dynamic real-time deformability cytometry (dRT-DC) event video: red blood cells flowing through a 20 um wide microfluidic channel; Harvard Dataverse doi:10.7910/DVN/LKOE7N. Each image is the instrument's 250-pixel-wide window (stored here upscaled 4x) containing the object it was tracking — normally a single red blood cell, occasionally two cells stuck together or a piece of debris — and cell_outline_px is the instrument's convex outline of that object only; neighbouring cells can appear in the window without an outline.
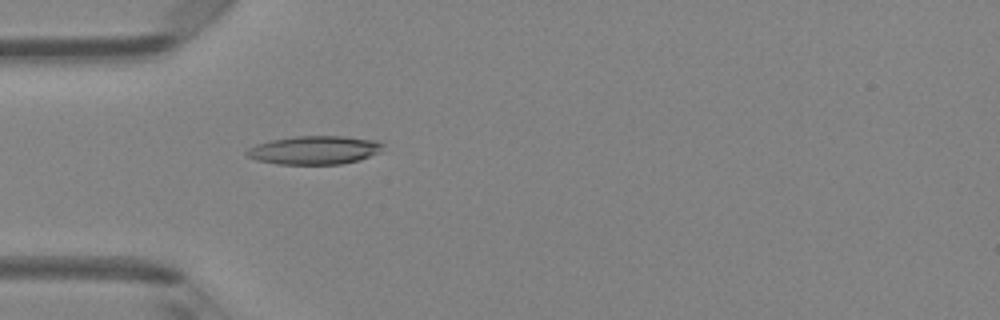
{"species": "Egyptian fruit bat (a non-hibernating species)", "species_latin": "Rousettus aegyptiacus", "temperature_condition": "room temperature", "stored_images_in_passage": 5, "camera_frame_rate_fps": 3000, "um_per_image_px": 0.085, "animal": {"sex": "female"}, "frame": {"image": 1, "passage_image": 5, "time_ms": 1.333, "image_size_px": [1000, 320], "cell_outline_px": [[384, 144], [380, 152], [360, 160], [340, 164], [276, 164], [256, 160], [248, 156], [244, 152], [248, 148], [256, 144], [272, 140], [296, 136], [344, 136], [376, 140]], "centroid_in_image_um": [26.73, 12.76], "position_along_channel_um": 58.3, "area_um2": 22.66}}